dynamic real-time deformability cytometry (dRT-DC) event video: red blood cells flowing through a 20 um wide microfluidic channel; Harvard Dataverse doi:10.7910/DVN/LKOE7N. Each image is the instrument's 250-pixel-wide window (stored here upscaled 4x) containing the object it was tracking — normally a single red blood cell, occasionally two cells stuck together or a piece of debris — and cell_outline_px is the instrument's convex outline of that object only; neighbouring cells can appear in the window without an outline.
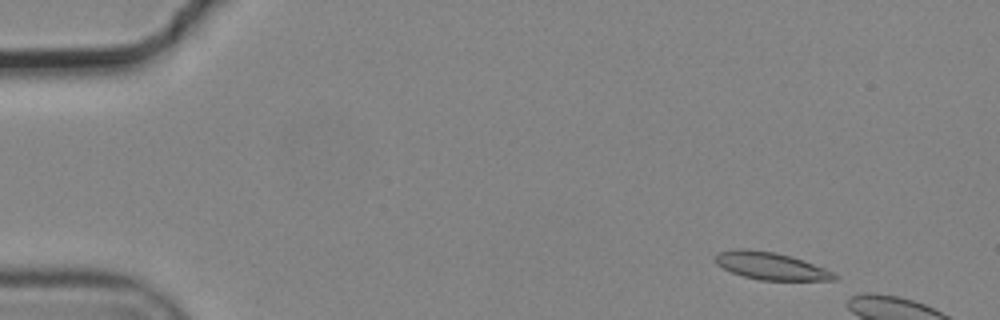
{"species": "common noctule bat (a hibernating species)", "species_latin": "Nyctalus noctula", "temperature_condition": "cold", "stored_images_in_passage": 4, "camera_frame_rate_fps": 3000, "um_per_image_px": 0.085, "animal": {"sex": "male", "body_mass_g": 19.2, "forearm_length_mm": 51.8}, "frame": {"image": 1, "passage_image": 2, "time_ms": 0.333, "image_size_px": [1000, 320], "cell_outline_px": [[840, 280], [760, 280], [744, 276], [732, 272], [716, 264], [716, 256], [720, 252], [732, 248], [744, 248], [776, 252], [804, 260], [824, 268], [840, 276]], "centroid_in_image_um": [65.55, 22.6], "position_along_channel_um": 19.5, "area_um2": 19.02}}